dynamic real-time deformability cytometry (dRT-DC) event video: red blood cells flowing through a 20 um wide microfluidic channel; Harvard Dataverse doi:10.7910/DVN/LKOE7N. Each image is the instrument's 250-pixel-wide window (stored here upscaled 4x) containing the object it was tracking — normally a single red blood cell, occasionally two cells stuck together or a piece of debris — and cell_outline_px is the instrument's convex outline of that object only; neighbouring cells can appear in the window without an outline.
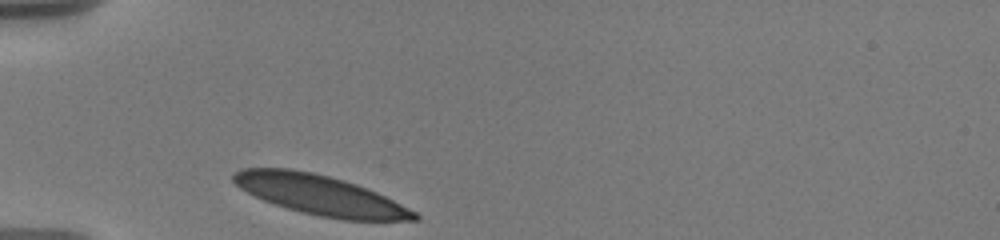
{"species": "human", "species_latin": "Homo sapiens", "temperature_condition": "warm", "stored_images_in_passage": 13, "camera_frame_rate_fps": 3000, "um_per_image_px": 0.085, "donor": {"sex": "male"}, "frame": {"image": 1, "passage_image": 1, "time_ms": 0.0, "image_size_px": [1000, 240], "cell_outline_px": [[420, 220], [344, 220], [320, 216], [300, 212], [264, 200], [240, 188], [232, 180], [232, 172], [240, 168], [288, 168], [312, 172], [344, 180], [356, 184], [376, 192], [416, 212], [420, 216]], "centroid_in_image_um": [27.18, 16.57], "position_along_channel_um": 57.8, "area_um2": 41.62}}
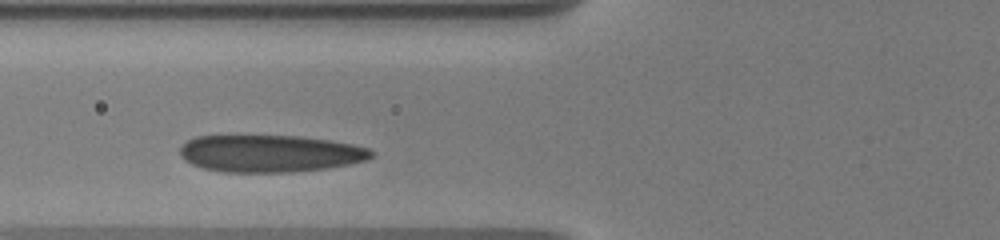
{"frame": {"image": 2, "passage_image": 7, "time_ms": 1.667, "image_size_px": [1000, 240], "cell_outline_px": [[372, 156], [368, 160], [328, 168], [292, 172], [224, 172], [204, 168], [192, 164], [184, 160], [180, 156], [180, 148], [188, 140], [196, 136], [300, 136], [332, 140], [352, 144], [368, 148], [372, 152]], "centroid_in_image_um": [22.95, 13.05], "position_along_channel_um": 102.8, "area_um2": 41.44}}
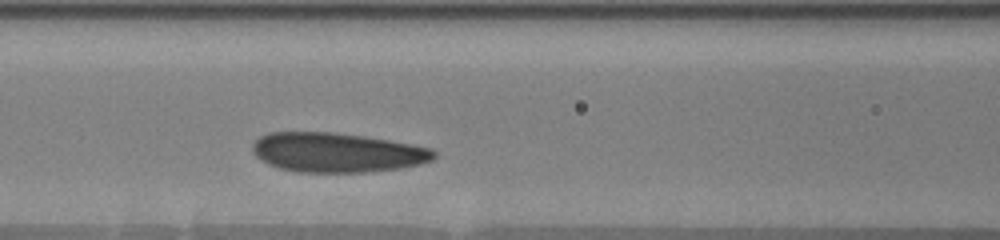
{"frame": {"image": 3, "passage_image": 12, "time_ms": 2.667, "image_size_px": [1000, 240], "cell_outline_px": [[436, 156], [432, 160], [420, 164], [400, 168], [364, 172], [296, 172], [280, 168], [268, 164], [260, 160], [256, 156], [252, 148], [252, 144], [260, 136], [268, 132], [332, 132], [364, 136], [388, 140], [432, 148], [436, 152]], "centroid_in_image_um": [28.63, 12.96], "position_along_channel_um": 138.0, "area_um2": 41.79}}